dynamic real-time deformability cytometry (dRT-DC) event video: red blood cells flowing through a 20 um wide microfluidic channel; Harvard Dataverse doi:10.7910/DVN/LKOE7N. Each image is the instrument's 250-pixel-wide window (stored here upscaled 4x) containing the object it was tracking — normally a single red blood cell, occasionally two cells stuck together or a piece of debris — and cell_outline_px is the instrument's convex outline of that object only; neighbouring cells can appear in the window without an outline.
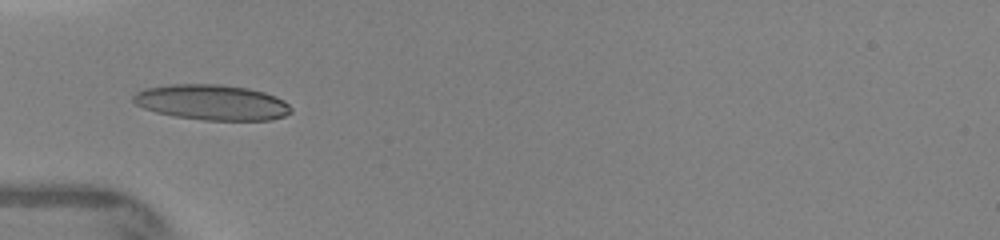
{"species": "human", "species_latin": "Homo sapiens", "temperature_condition": "warm", "stored_images_in_passage": 16, "camera_frame_rate_fps": 3000, "um_per_image_px": 0.085, "donor": {"sex": "female"}, "frame": {"image": 1, "passage_image": 1, "time_ms": 0.0, "image_size_px": [1000, 240], "cell_outline_px": [[292, 112], [284, 116], [272, 120], [204, 120], [176, 116], [156, 112], [144, 108], [136, 104], [132, 100], [132, 96], [136, 92], [144, 88], [172, 84], [220, 84], [248, 88], [264, 92], [276, 96], [284, 100], [292, 108]], "centroid_in_image_um": [18.03, 8.69], "position_along_channel_um": 67.0, "area_um2": 32.66}}
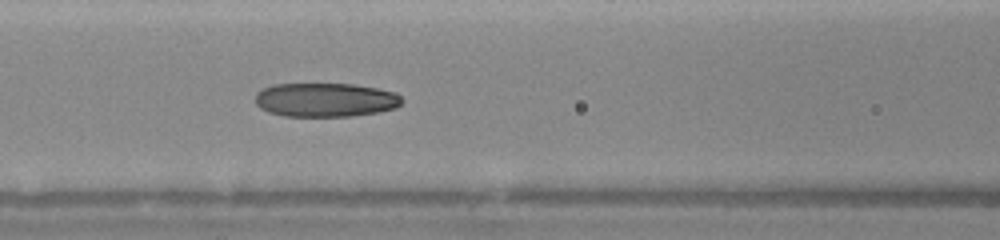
{"frame": {"image": 2, "passage_image": 10, "time_ms": 1.667, "image_size_px": [1000, 240], "cell_outline_px": [[404, 100], [396, 108], [380, 112], [352, 116], [284, 116], [268, 112], [260, 108], [256, 104], [256, 92], [272, 84], [356, 84], [396, 92]], "centroid_in_image_um": [27.68, 8.49], "position_along_channel_um": 138.9, "area_um2": 29.25}}
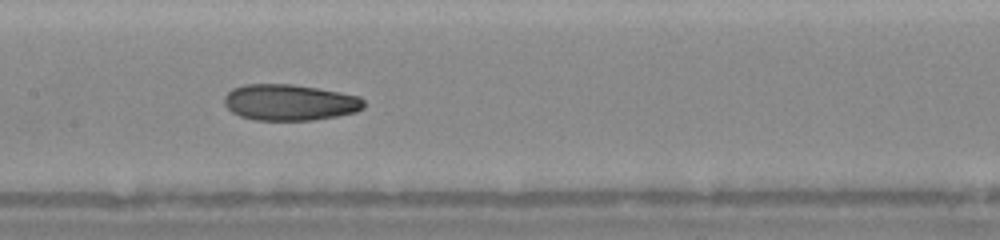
{"frame": {"image": 3, "passage_image": 15, "time_ms": 2.667, "image_size_px": [1000, 240], "cell_outline_px": [[364, 108], [356, 112], [336, 116], [312, 120], [256, 120], [240, 116], [232, 112], [224, 104], [224, 96], [232, 88], [244, 84], [292, 84], [340, 92], [360, 96], [364, 100]], "centroid_in_image_um": [24.62, 8.7], "position_along_channel_um": 182.8, "area_um2": 29.48}}